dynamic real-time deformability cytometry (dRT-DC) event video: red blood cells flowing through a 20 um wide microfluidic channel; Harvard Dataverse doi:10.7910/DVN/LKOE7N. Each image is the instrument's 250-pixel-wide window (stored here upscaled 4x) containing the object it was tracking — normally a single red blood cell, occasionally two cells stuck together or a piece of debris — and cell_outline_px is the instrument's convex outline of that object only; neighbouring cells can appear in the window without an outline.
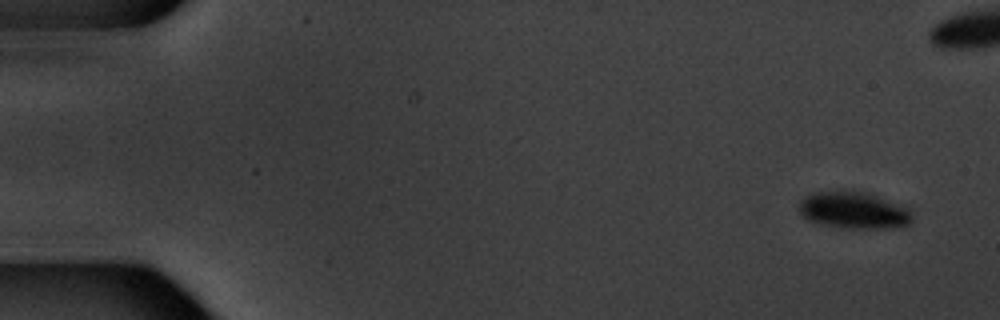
{"species": "common noctule bat (a hibernating species)", "species_latin": "Nyctalus noctula", "temperature_condition": "warm", "stored_images_in_passage": 5, "camera_frame_rate_fps": 3000, "um_per_image_px": 0.085, "animal": {"sex": "male", "body_mass_g": 20.1, "forearm_length_mm": 53.5}, "frame": {"image": 1, "passage_image": 1, "time_ms": 0.0, "image_size_px": [1000, 320], "cell_outline_px": [[912, 220], [908, 224], [892, 228], [840, 228], [820, 224], [808, 220], [800, 212], [800, 200], [816, 192], [852, 188], [868, 192], [908, 208], [912, 212]], "centroid_in_image_um": [72.57, 17.85], "position_along_channel_um": 12.4, "area_um2": 24.68}}